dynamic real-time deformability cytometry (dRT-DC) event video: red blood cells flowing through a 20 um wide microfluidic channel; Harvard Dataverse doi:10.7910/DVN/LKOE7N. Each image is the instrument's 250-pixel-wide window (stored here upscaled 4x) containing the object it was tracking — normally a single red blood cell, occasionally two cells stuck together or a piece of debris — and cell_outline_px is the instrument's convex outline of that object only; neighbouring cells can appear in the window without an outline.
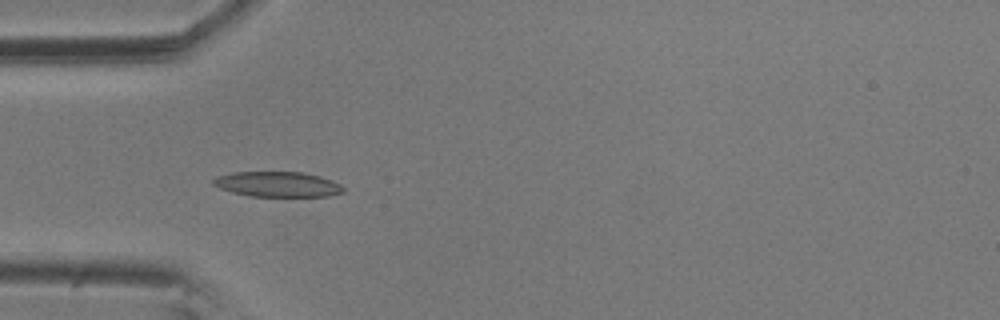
{"species": "common noctule bat (a hibernating species)", "species_latin": "Nyctalus noctula", "temperature_condition": "room temperature", "stored_images_in_passage": 6, "camera_frame_rate_fps": 3000, "um_per_image_px": 0.085, "animal": {"sex": "male", "body_mass_g": 20.5, "forearm_length_mm": 52.5}, "frame": {"image": 1, "passage_image": 5, "time_ms": 1.333, "image_size_px": [1000, 320], "cell_outline_px": [[344, 192], [328, 196], [252, 196], [232, 192], [220, 188], [212, 184], [212, 180], [216, 176], [232, 172], [300, 172], [320, 176], [332, 180], [340, 184], [344, 188]], "centroid_in_image_um": [23.58, 15.66], "position_along_channel_um": 61.4, "area_um2": 19.07}}
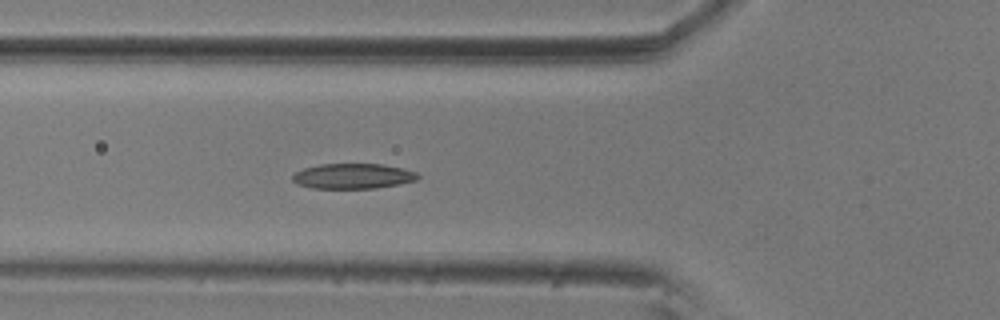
{"frame": {"image": 2, "passage_image": 6, "time_ms": 1.667, "image_size_px": [1000, 320], "cell_outline_px": [[420, 176], [416, 180], [400, 184], [376, 188], [312, 188], [296, 184], [292, 180], [292, 176], [296, 172], [304, 168], [320, 164], [380, 164], [400, 168], [416, 172]], "centroid_in_image_um": [29.98, 14.97], "position_along_channel_um": 95.8, "area_um2": 18.32}}